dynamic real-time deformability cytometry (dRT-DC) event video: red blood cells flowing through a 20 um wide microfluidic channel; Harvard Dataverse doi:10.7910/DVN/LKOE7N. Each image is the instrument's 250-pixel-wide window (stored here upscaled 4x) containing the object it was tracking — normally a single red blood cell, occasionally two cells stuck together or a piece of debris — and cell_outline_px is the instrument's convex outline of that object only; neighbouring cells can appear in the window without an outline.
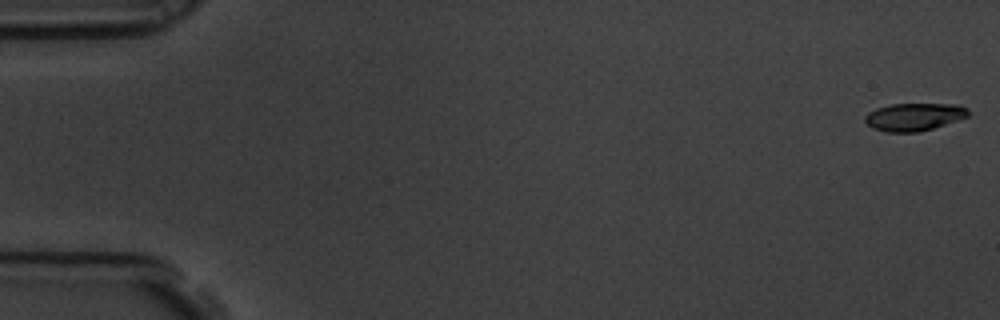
{"species": "common noctule bat (a hibernating species)", "species_latin": "Nyctalus noctula", "temperature_condition": "room temperature", "stored_images_in_passage": 7, "camera_frame_rate_fps": 3000, "um_per_image_px": 0.085, "animal": {"sex": "male", "body_mass_g": 19.5, "forearm_length_mm": 54.6}, "frame": {"image": 1, "passage_image": 1, "time_ms": 0.0, "image_size_px": [1000, 320], "cell_outline_px": [[968, 116], [920, 132], [888, 132], [872, 128], [864, 120], [864, 116], [868, 112], [876, 108], [892, 104], [960, 104], [968, 108]], "centroid_in_image_um": [77.67, 9.92], "position_along_channel_um": 7.3, "area_um2": 16.59}}
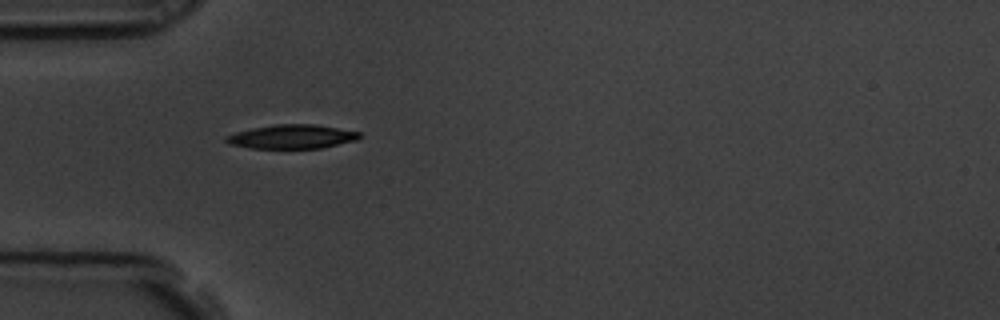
{"frame": {"image": 2, "passage_image": 6, "time_ms": 1.667, "image_size_px": [1000, 320], "cell_outline_px": [[360, 136], [356, 140], [320, 148], [248, 148], [228, 144], [224, 140], [224, 136], [236, 132], [252, 128], [276, 124], [312, 124], [360, 132]], "centroid_in_image_um": [24.74, 11.62], "position_along_channel_um": 60.3, "area_um2": 18.5}}
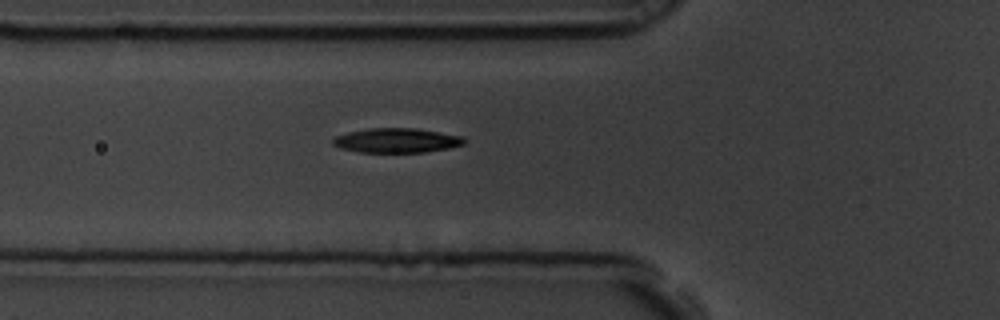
{"frame": {"image": 3, "passage_image": 7, "time_ms": 2.0, "image_size_px": [1000, 320], "cell_outline_px": [[468, 140], [464, 144], [448, 148], [424, 152], [360, 152], [340, 148], [332, 144], [332, 140], [336, 136], [348, 132], [368, 128], [416, 128], [464, 136]], "centroid_in_image_um": [33.74, 11.93], "position_along_channel_um": 92.1, "area_um2": 18.84}}